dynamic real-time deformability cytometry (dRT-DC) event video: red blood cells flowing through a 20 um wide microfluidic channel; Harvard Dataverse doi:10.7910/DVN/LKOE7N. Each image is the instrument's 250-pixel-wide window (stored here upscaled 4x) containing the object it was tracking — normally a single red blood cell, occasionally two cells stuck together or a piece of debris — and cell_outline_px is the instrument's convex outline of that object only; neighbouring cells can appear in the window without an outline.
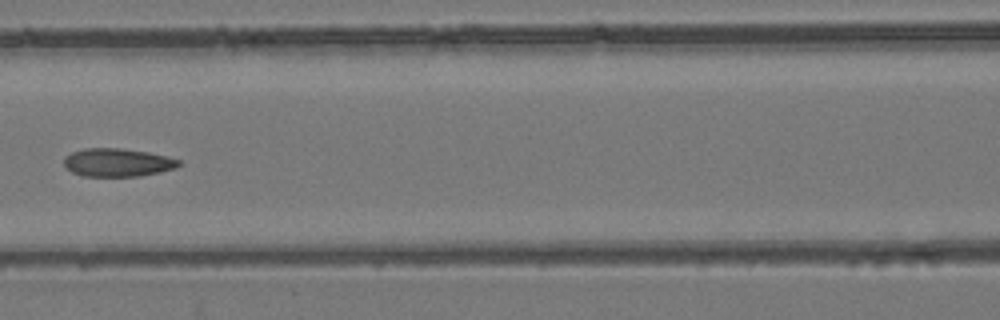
{"species": "common noctule bat (a hibernating species)", "species_latin": "Nyctalus noctula", "temperature_condition": "room temperature", "stored_images_in_passage": 6, "camera_frame_rate_fps": 3000, "um_per_image_px": 0.085, "animal": {"sex": "female", "body_mass_g": 24.6, "forearm_length_mm": 56.2}, "frame": {"image": 1, "passage_image": 6, "time_ms": 6.667, "image_size_px": [1000, 320], "cell_outline_px": [[180, 164], [176, 168], [160, 172], [140, 176], [84, 176], [72, 172], [64, 164], [64, 156], [72, 152], [84, 148], [124, 148], [148, 152], [180, 160]], "centroid_in_image_um": [9.98, 13.81], "position_along_channel_um": 156.6, "area_um2": 18.84}}